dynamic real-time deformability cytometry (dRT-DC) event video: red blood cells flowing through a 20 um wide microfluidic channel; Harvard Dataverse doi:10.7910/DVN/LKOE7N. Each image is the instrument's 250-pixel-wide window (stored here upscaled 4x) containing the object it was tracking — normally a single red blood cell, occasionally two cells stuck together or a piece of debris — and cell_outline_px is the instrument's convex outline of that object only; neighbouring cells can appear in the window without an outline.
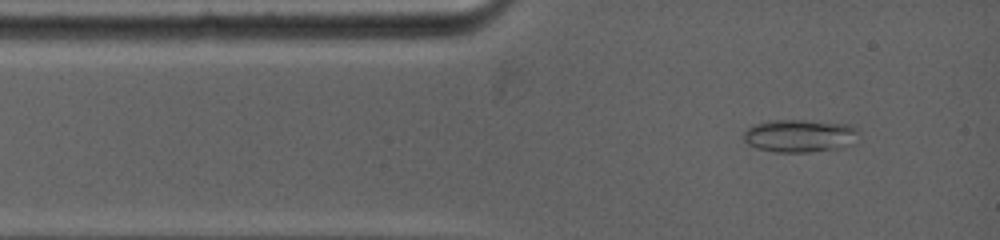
{"species": "common noctule bat (a hibernating species)", "species_latin": "Nyctalus noctula", "temperature_condition": "warm", "stored_images_in_passage": 71, "camera_frame_rate_fps": 5000, "um_per_image_px": 0.085, "animal": {"sex": "female", "body_mass_g": 19.0, "forearm_length_mm": 53.3}, "frame": {"image": 1, "passage_image": 1, "time_ms": 0.0, "image_size_px": [1000, 240], "cell_outline_px": [[860, 132], [844, 148], [808, 152], [772, 152], [756, 148], [748, 144], [744, 140], [744, 132], [748, 128], [756, 124], [780, 120], [800, 120], [840, 124], [852, 128]], "centroid_in_image_um": [67.91, 11.57], "position_along_channel_um": 17.1, "area_um2": 21.39}}
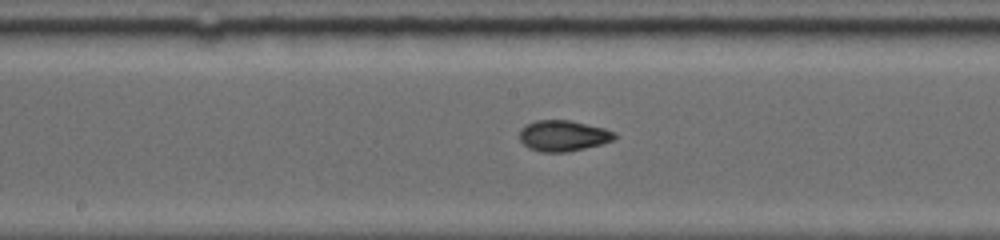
{"frame": {"image": 2, "passage_image": 19, "time_ms": 5.2, "image_size_px": [1000, 240], "cell_outline_px": [[616, 136], [612, 140], [600, 144], [568, 152], [540, 152], [528, 148], [520, 140], [520, 128], [536, 120], [568, 120], [604, 128], [616, 132]], "centroid_in_image_um": [47.85, 11.54], "position_along_channel_um": 200.4, "area_um2": 16.99}}
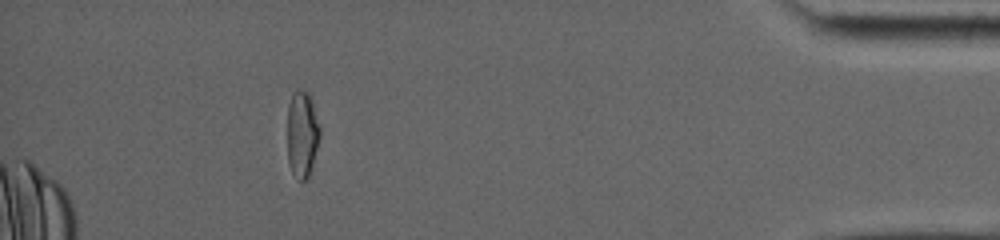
{"frame": {"image": 3, "passage_image": 48, "time_ms": 12.2, "image_size_px": [1000, 240], "cell_outline_px": [[320, 136], [312, 168], [308, 176], [304, 180], [300, 180], [292, 172], [288, 164], [288, 104], [292, 92], [308, 92], [312, 100], [320, 128]], "centroid_in_image_um": [25.68, 11.41], "position_along_channel_um": 409.5, "area_um2": 16.3}, "authors_computed_cell_mechanics": {"area_um2": 16.8776, "velocity_mm_per_s": 3.9625, "shape_relaxation_time_tau1_ms": 5.6579, "shape_relaxation_time_tau2_ms": 1.327, "deformation_change_tau1": 0.1838, "deformation_change_tau2": 0.0574}}